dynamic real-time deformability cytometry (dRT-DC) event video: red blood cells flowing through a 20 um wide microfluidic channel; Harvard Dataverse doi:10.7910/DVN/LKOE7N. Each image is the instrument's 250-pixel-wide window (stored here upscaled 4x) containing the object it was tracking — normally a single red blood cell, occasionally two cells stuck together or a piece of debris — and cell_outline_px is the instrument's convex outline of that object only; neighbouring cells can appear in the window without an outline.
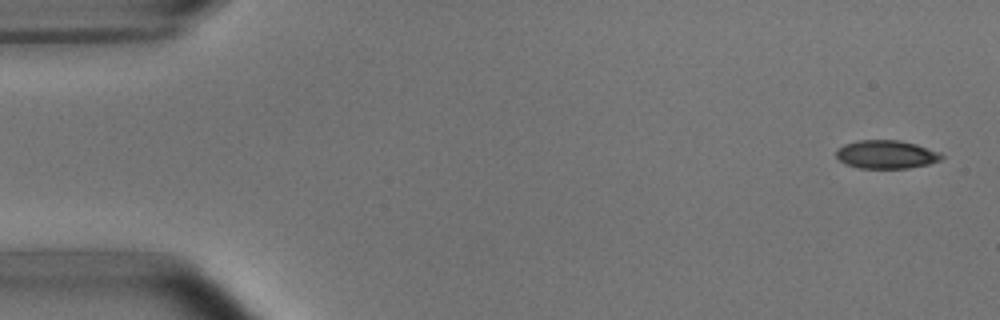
{"species": "common noctule bat (a hibernating species)", "species_latin": "Nyctalus noctula", "temperature_condition": "room temperature", "stored_images_in_passage": 5, "camera_frame_rate_fps": 3000, "um_per_image_px": 0.085, "animal": {"sex": "male", "body_mass_g": 15.6}, "frame": {"image": 1, "passage_image": 1, "time_ms": 0.0, "image_size_px": [1000, 320], "cell_outline_px": [[944, 156], [940, 160], [928, 164], [908, 168], [860, 168], [844, 164], [836, 156], [836, 148], [844, 144], [860, 140], [896, 140], [916, 144], [940, 152]], "centroid_in_image_um": [75.31, 13.13], "position_along_channel_um": 9.7, "area_um2": 17.4}}
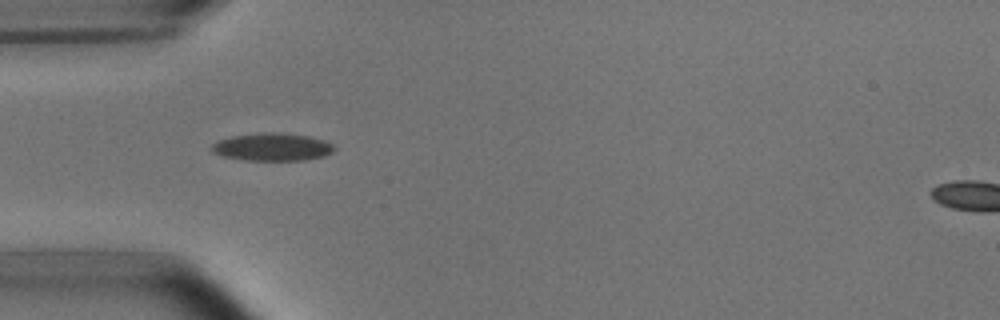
{"frame": {"image": 2, "passage_image": 5, "time_ms": 4.667, "image_size_px": [1000, 320], "cell_outline_px": [[336, 148], [332, 152], [324, 156], [304, 160], [244, 160], [224, 156], [212, 152], [212, 144], [220, 140], [232, 136], [272, 132], [276, 132], [308, 136], [324, 140], [332, 144]], "centroid_in_image_um": [23.17, 12.5], "position_along_channel_um": 61.8, "area_um2": 19.54}}